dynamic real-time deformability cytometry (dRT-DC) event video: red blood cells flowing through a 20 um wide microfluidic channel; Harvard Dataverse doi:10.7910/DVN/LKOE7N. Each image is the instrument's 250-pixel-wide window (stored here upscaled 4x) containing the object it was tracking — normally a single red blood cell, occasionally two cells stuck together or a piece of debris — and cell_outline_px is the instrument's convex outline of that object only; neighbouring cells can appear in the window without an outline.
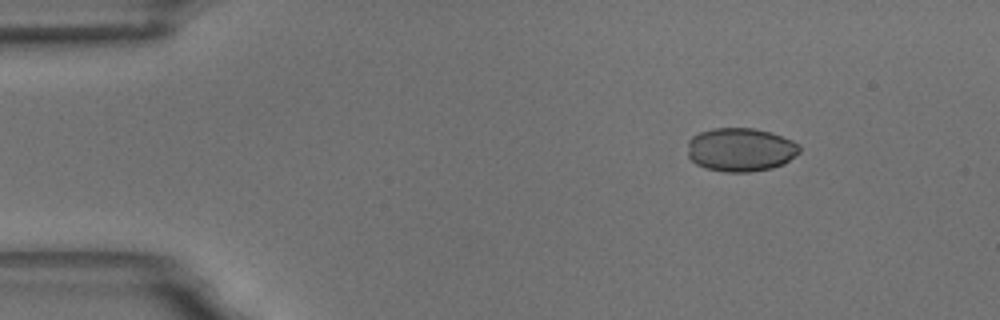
{"species": "common noctule bat (a hibernating species)", "species_latin": "Nyctalus noctula", "temperature_condition": "room temperature", "stored_images_in_passage": 8, "camera_frame_rate_fps": 3000, "um_per_image_px": 0.085, "animal": {"sex": "male", "body_mass_g": 18.8}, "frame": {"image": 1, "passage_image": 2, "time_ms": 1.333, "image_size_px": [1000, 320], "cell_outline_px": [[800, 152], [784, 164], [772, 168], [748, 172], [724, 172], [704, 168], [696, 164], [688, 156], [688, 140], [692, 136], [700, 132], [712, 128], [752, 128], [768, 132], [792, 140], [800, 148]], "centroid_in_image_um": [62.91, 12.73], "position_along_channel_um": 22.1, "area_um2": 28.44}}
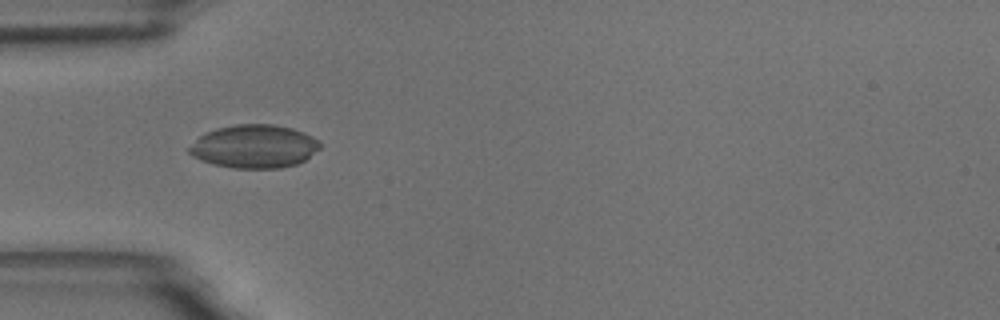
{"frame": {"image": 2, "passage_image": 5, "time_ms": 4.667, "image_size_px": [1000, 320], "cell_outline_px": [[320, 148], [304, 160], [296, 164], [280, 168], [232, 168], [212, 164], [200, 160], [192, 156], [188, 152], [188, 148], [204, 132], [216, 128], [236, 124], [272, 124], [292, 128], [304, 132], [312, 136], [320, 144]], "centroid_in_image_um": [21.58, 12.44], "position_along_channel_um": 63.4, "area_um2": 33.0}}
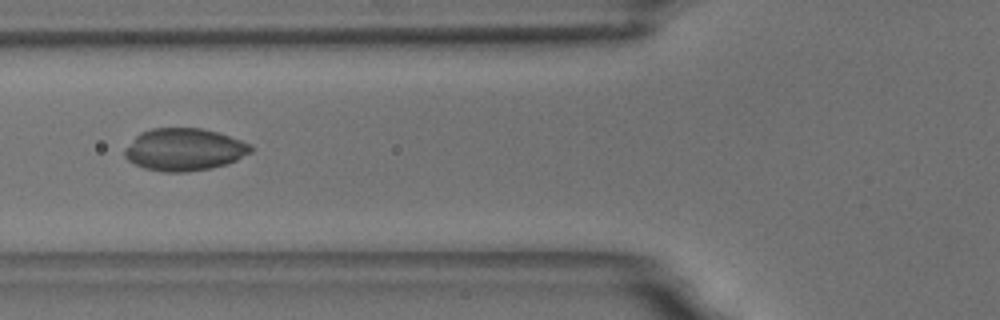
{"frame": {"image": 3, "passage_image": 6, "time_ms": 6.0, "image_size_px": [1000, 320], "cell_outline_px": [[252, 152], [228, 164], [212, 168], [184, 172], [164, 172], [144, 168], [128, 160], [124, 156], [124, 148], [140, 132], [152, 128], [200, 128], [220, 132], [252, 144]], "centroid_in_image_um": [15.68, 12.7], "position_along_channel_um": 110.1, "area_um2": 31.39}}